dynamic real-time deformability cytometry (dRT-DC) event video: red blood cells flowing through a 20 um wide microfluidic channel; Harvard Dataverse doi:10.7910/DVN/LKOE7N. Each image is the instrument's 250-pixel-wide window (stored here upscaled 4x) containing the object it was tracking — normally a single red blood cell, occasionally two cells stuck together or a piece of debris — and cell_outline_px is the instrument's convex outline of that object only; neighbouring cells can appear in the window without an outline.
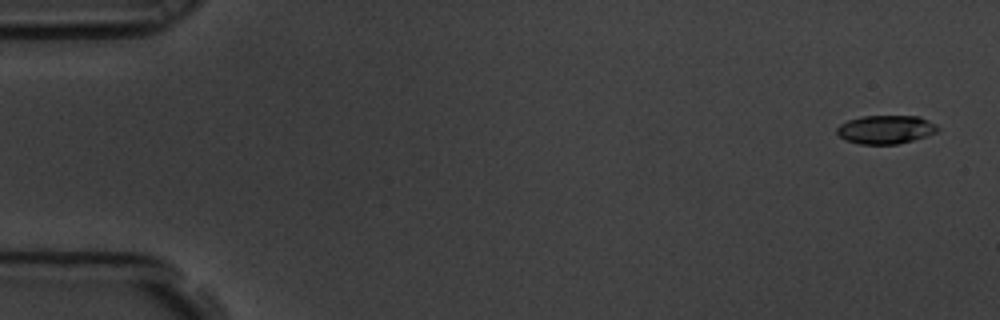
{"species": "common noctule bat (a hibernating species)", "species_latin": "Nyctalus noctula", "temperature_condition": "room temperature", "stored_images_in_passage": 5, "camera_frame_rate_fps": 3000, "um_per_image_px": 0.085, "animal": {"sex": "male", "body_mass_g": 19.5, "forearm_length_mm": 54.6}, "frame": {"image": 1, "passage_image": 1, "time_ms": 0.0, "image_size_px": [1000, 320], "cell_outline_px": [[940, 128], [936, 132], [912, 140], [896, 144], [860, 144], [844, 140], [836, 132], [836, 128], [840, 124], [848, 120], [860, 116], [920, 116], [936, 124]], "centroid_in_image_um": [75.26, 11.0], "position_along_channel_um": 9.7, "area_um2": 16.76}}
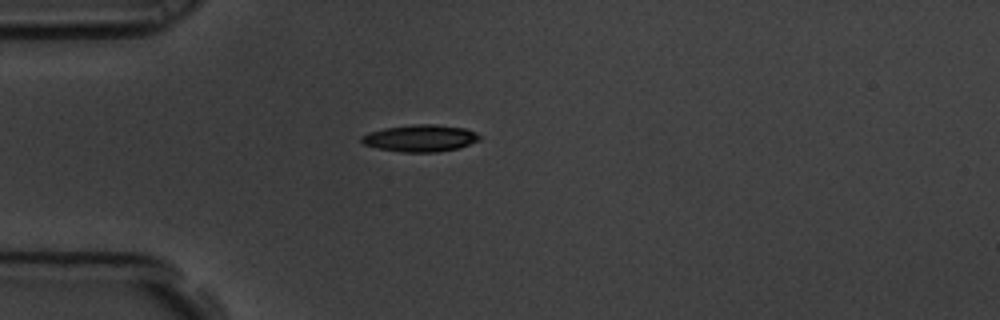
{"frame": {"image": 2, "passage_image": 5, "time_ms": 1.333, "image_size_px": [1000, 320], "cell_outline_px": [[480, 140], [460, 148], [436, 152], [400, 152], [376, 148], [364, 144], [360, 140], [360, 136], [368, 132], [384, 128], [412, 124], [436, 124], [464, 128], [476, 132], [480, 136]], "centroid_in_image_um": [35.71, 11.74], "position_along_channel_um": 49.3, "area_um2": 18.73}}